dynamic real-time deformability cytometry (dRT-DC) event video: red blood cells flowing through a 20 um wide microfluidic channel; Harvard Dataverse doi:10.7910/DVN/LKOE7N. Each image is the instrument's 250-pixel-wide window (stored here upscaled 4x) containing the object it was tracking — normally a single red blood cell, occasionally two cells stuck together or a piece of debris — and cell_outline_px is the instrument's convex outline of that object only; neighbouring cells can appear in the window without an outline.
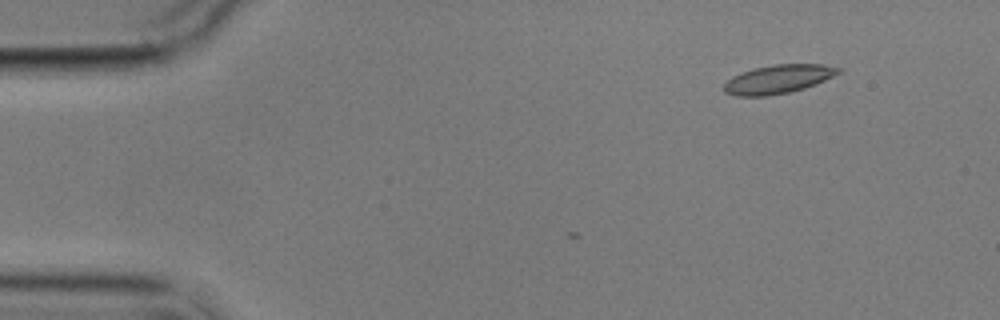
{"species": "common noctule bat (a hibernating species)", "species_latin": "Nyctalus noctula", "temperature_condition": "cold", "stored_images_in_passage": 2, "camera_frame_rate_fps": 3000, "um_per_image_px": 0.085, "animal": {"sex": "male", "body_mass_g": 17.9}, "frame": {"image": 1, "passage_image": 2, "time_ms": 1.333, "image_size_px": [1000, 320], "cell_outline_px": [[844, 68], [840, 72], [816, 84], [804, 88], [788, 92], [764, 96], [736, 96], [724, 92], [724, 84], [732, 76], [756, 68], [772, 64], [824, 64]], "centroid_in_image_um": [66.17, 6.72], "position_along_channel_um": 18.8, "area_um2": 18.96}}